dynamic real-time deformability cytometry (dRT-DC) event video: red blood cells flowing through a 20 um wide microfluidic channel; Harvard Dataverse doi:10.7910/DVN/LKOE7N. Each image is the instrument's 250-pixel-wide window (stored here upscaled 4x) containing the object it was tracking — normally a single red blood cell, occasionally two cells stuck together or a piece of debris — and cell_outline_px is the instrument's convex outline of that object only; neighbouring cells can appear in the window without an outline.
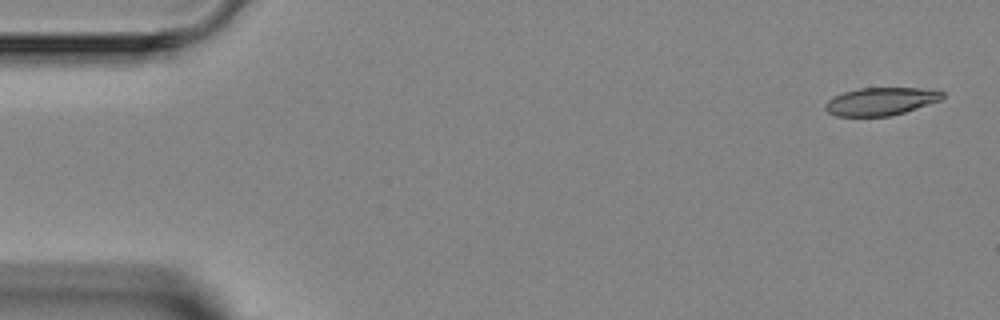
{"species": "Egyptian fruit bat (a non-hibernating species)", "species_latin": "Rousettus aegyptiacus", "temperature_condition": "room temperature", "stored_images_in_passage": 3, "camera_frame_rate_fps": 3000, "um_per_image_px": 0.085, "animal": {"sex": "female"}, "frame": {"image": 1, "passage_image": 1, "time_ms": 0.0, "image_size_px": [1000, 320], "cell_outline_px": [[944, 96], [940, 100], [892, 116], [836, 116], [828, 112], [824, 108], [824, 104], [832, 96], [844, 92], [860, 88], [924, 88], [944, 92]], "centroid_in_image_um": [74.83, 8.61], "position_along_channel_um": 10.2, "area_um2": 18.96}}